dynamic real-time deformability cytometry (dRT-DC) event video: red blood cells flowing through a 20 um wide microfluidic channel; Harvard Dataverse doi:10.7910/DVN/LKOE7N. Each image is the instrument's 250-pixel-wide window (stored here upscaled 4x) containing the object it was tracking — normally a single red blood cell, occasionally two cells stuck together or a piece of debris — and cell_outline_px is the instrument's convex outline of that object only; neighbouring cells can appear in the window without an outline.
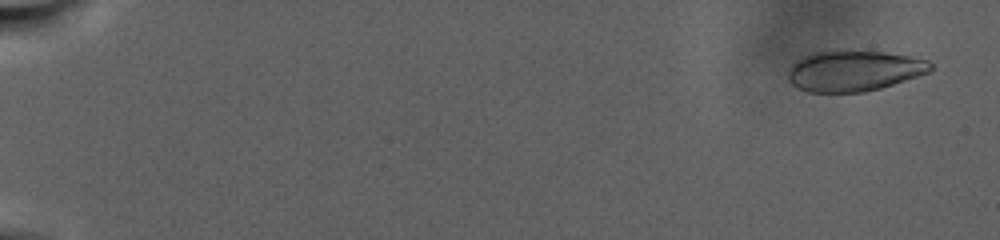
{"species": "human", "species_latin": "Homo sapiens", "temperature_condition": "warm", "stored_images_in_passage": 170, "camera_frame_rate_fps": 3000, "um_per_image_px": 0.085, "donor": {"sex": "male"}, "frame": {"image": 1, "passage_image": 9, "time_ms": 1.333, "image_size_px": [1000, 240], "cell_outline_px": [[932, 72], [880, 88], [864, 92], [808, 92], [796, 88], [788, 80], [788, 72], [792, 64], [796, 60], [804, 56], [816, 52], [836, 48], [844, 48], [884, 52], [908, 56], [928, 60], [932, 64]], "centroid_in_image_um": [72.57, 5.99], "position_along_channel_um": 12.4, "area_um2": 34.56}}
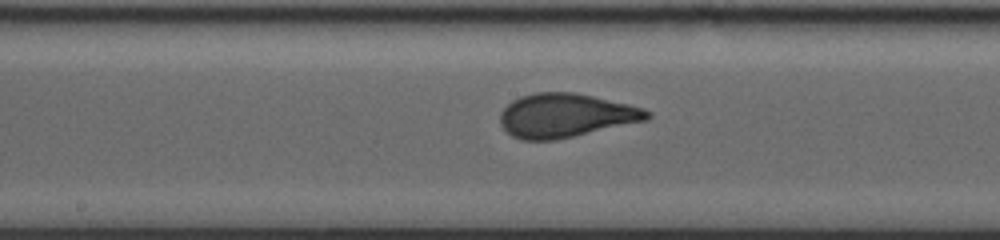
{"frame": {"image": 2, "passage_image": 88, "time_ms": 19.333, "image_size_px": [1000, 240], "cell_outline_px": [[652, 116], [648, 120], [556, 140], [520, 140], [512, 136], [500, 124], [500, 112], [512, 100], [520, 96], [536, 92], [576, 92], [628, 104], [644, 108], [652, 112]], "centroid_in_image_um": [48.09, 9.81], "position_along_channel_um": 200.1, "area_um2": 37.74}}
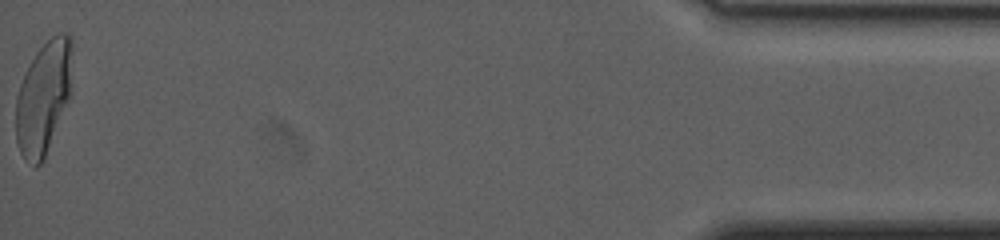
{"frame": {"image": 3, "passage_image": 170, "time_ms": 34.0, "image_size_px": [1000, 240], "cell_outline_px": [[72, 48], [68, 96], [44, 160], [36, 168], [24, 160], [20, 152], [16, 140], [16, 96], [20, 84], [36, 52], [56, 32], [68, 32], [72, 36]], "centroid_in_image_um": [3.67, 8.29], "position_along_channel_um": 431.5, "area_um2": 36.41}, "authors_computed_cell_mechanics": {"area_um2": 36.0961, "velocity_mm_per_s": 2.1284, "shape_relaxation_time_tau1_ms": 10.6088, "shape_relaxation_time_tau2_ms": null, "deformation_change_tau1": 0.2524, "deformation_change_tau2": null}}